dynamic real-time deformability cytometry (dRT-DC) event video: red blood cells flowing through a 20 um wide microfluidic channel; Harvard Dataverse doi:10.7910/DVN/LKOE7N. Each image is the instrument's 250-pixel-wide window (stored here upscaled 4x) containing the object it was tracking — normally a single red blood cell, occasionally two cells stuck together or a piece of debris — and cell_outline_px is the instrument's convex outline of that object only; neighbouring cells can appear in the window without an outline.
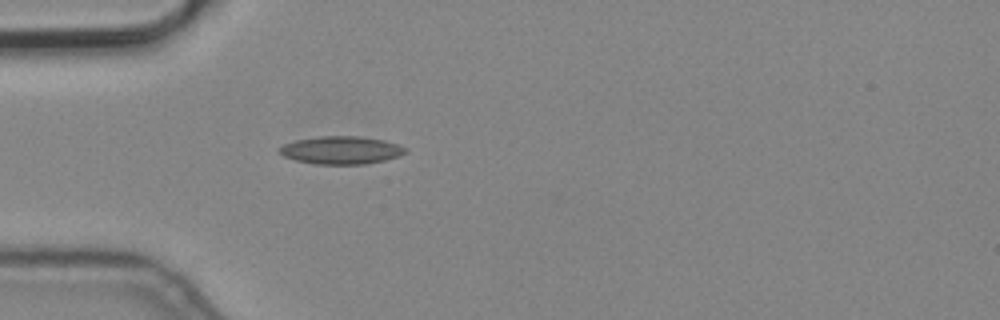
{"species": "common noctule bat (a hibernating species)", "species_latin": "Nyctalus noctula", "temperature_condition": "cold", "stored_images_in_passage": 3, "camera_frame_rate_fps": 3000, "um_per_image_px": 0.085, "animal": {"sex": "male", "body_mass_g": 19.2, "forearm_length_mm": 51.8}, "frame": {"image": 1, "passage_image": 3, "time_ms": 0.667, "image_size_px": [1000, 320], "cell_outline_px": [[408, 152], [400, 156], [384, 160], [364, 164], [316, 164], [296, 160], [284, 156], [276, 148], [284, 144], [296, 140], [320, 136], [360, 136], [384, 140], [408, 148]], "centroid_in_image_um": [29.02, 12.76], "position_along_channel_um": 56.0, "area_um2": 20.46}}